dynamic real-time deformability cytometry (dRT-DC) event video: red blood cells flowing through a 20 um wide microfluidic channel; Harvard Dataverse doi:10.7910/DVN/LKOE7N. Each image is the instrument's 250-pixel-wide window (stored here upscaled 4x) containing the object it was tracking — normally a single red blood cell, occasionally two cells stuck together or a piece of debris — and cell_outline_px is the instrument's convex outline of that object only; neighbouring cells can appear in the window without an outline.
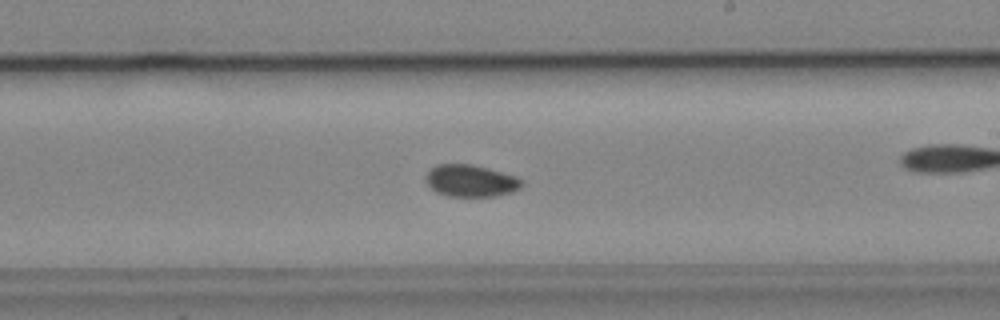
{"species": "common noctule bat (a hibernating species)", "species_latin": "Nyctalus noctula", "temperature_condition": "cold", "stored_images_in_passage": 42, "camera_frame_rate_fps": 3000, "um_per_image_px": 0.085, "animal": {"sex": "male", "body_mass_g": 19.2, "forearm_length_mm": 51.8}, "frame": {"image": 1, "passage_image": 19, "time_ms": 6.0, "image_size_px": [1000, 320], "cell_outline_px": [[524, 184], [520, 188], [512, 192], [496, 196], [448, 196], [436, 192], [424, 180], [424, 176], [436, 164], [472, 164], [488, 168], [516, 176], [524, 180]], "centroid_in_image_um": [40.03, 15.36], "position_along_channel_um": 249.0, "area_um2": 18.03}, "authors_computed_cell_mechanics": {"area_um2": 17.6868, "velocity_mm_per_s": 3.9029, "shape_relaxation_time_tau1_ms": 1.7598, "shape_relaxation_time_tau2_ms": null, "deformation_change_tau1": 0.0365, "deformation_change_tau2": null}}